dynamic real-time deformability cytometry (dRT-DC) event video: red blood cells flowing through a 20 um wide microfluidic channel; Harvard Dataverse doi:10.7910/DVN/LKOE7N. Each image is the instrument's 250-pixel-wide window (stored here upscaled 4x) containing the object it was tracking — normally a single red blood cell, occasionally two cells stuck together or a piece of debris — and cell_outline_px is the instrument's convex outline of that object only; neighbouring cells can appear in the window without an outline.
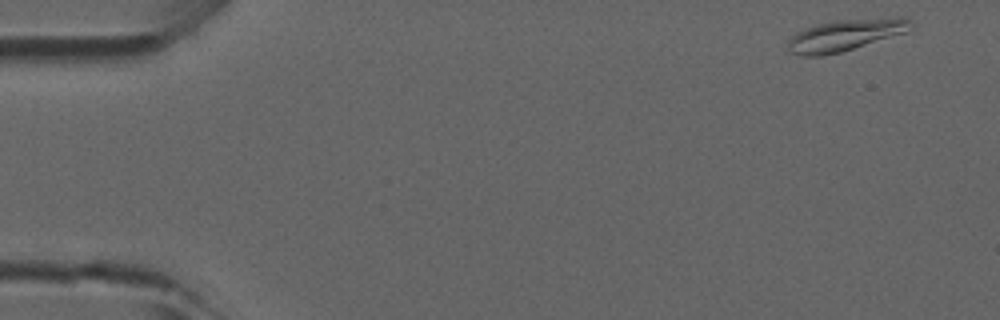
{"species": "common noctule bat (a hibernating species)", "species_latin": "Nyctalus noctula", "temperature_condition": "room temperature", "stored_images_in_passage": 46, "camera_frame_rate_fps": 3000, "um_per_image_px": 0.085, "animal": {"sex": "male", "forearm_length_mm": 52.5}, "frame": {"image": 1, "passage_image": 1, "time_ms": 0.0, "image_size_px": [1000, 320], "cell_outline_px": [[916, 24], [908, 32], [840, 52], [820, 56], [800, 56], [792, 52], [788, 48], [788, 40], [796, 32], [804, 28], [816, 24], [832, 20], [892, 16], [904, 16], [912, 20]], "centroid_in_image_um": [71.94, 2.94], "position_along_channel_um": 13.1, "area_um2": 23.24}}
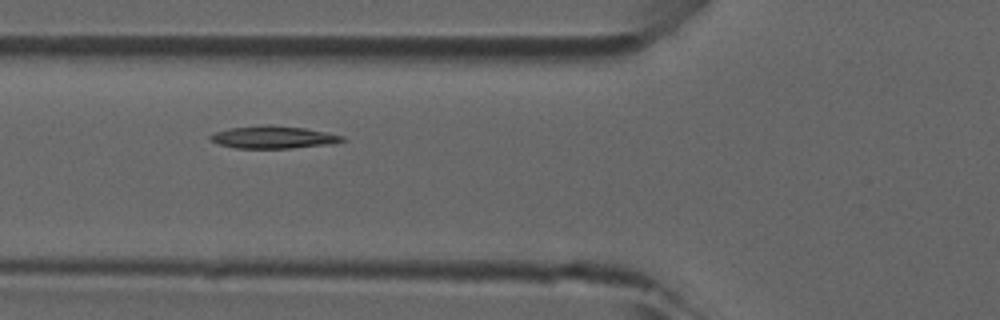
{"frame": {"image": 2, "passage_image": 16, "time_ms": 5.0, "image_size_px": [1000, 320], "cell_outline_px": [[348, 140], [332, 144], [292, 148], [236, 148], [220, 144], [212, 140], [208, 136], [216, 132], [232, 128], [268, 124], [304, 128], [344, 136]], "centroid_in_image_um": [23.29, 11.66], "position_along_channel_um": 102.5, "area_um2": 17.11}}
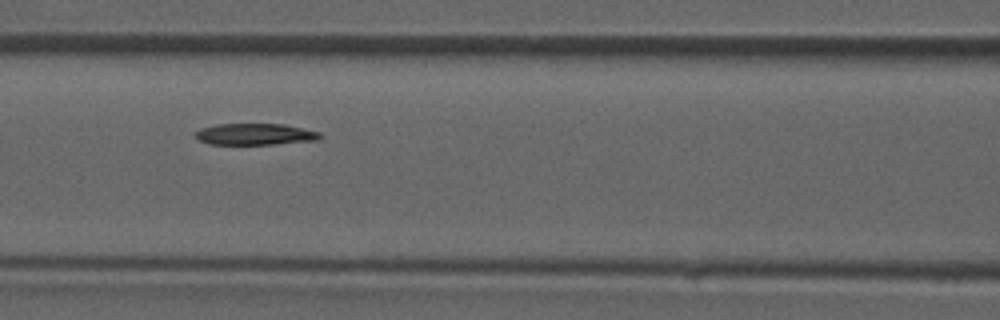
{"frame": {"image": 3, "passage_image": 19, "time_ms": 6.0, "image_size_px": [1000, 320], "cell_outline_px": [[324, 136], [320, 140], [272, 144], [208, 144], [200, 140], [192, 132], [200, 128], [216, 124], [284, 124], [320, 132]], "centroid_in_image_um": [21.69, 11.4], "position_along_channel_um": 144.9, "area_um2": 15.72}}